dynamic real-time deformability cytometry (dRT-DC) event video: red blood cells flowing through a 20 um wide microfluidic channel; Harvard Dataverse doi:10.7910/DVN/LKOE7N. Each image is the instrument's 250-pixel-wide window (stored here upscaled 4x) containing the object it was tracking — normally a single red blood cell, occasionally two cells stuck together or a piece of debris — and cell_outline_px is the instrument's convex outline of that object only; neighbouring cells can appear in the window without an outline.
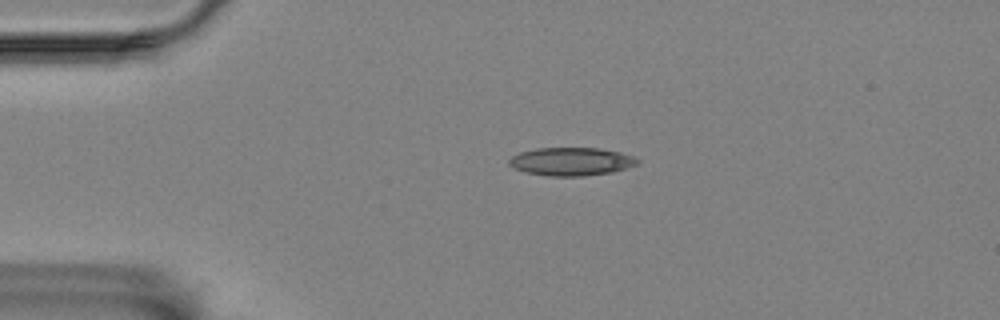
{"species": "Egyptian fruit bat (a non-hibernating species)", "species_latin": "Rousettus aegyptiacus", "temperature_condition": "room temperature", "stored_images_in_passage": 39, "camera_frame_rate_fps": 3000, "um_per_image_px": 0.085, "animal": {"sex": "female"}, "frame": {"image": 1, "passage_image": 1, "time_ms": 0.0, "image_size_px": [1000, 320], "cell_outline_px": [[640, 164], [612, 172], [584, 176], [548, 176], [524, 172], [508, 164], [508, 160], [512, 156], [520, 152], [536, 148], [596, 148], [620, 152], [632, 156], [640, 160]], "centroid_in_image_um": [48.56, 13.73], "position_along_channel_um": 36.4, "area_um2": 21.1}}
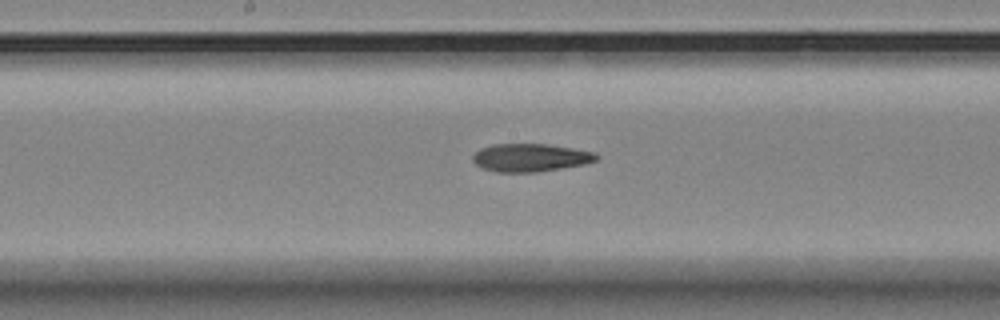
{"frame": {"image": 2, "passage_image": 18, "time_ms": 5.667, "image_size_px": [1000, 320], "cell_outline_px": [[600, 156], [596, 160], [584, 164], [536, 172], [496, 172], [480, 168], [472, 160], [472, 156], [480, 148], [492, 144], [548, 144], [596, 152]], "centroid_in_image_um": [45.06, 13.39], "position_along_channel_um": 203.1, "area_um2": 20.23}}
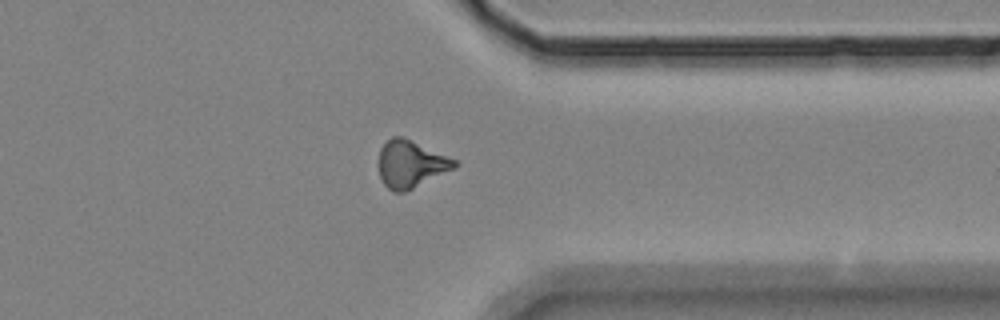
{"frame": {"image": 3, "passage_image": 33, "time_ms": 10.667, "image_size_px": [1000, 320], "cell_outline_px": [[460, 164], [456, 168], [404, 192], [392, 192], [384, 184], [380, 176], [376, 164], [380, 148], [392, 136], [404, 136], [456, 160]], "centroid_in_image_um": [34.89, 13.93], "position_along_channel_um": 376.5, "area_um2": 21.15}}